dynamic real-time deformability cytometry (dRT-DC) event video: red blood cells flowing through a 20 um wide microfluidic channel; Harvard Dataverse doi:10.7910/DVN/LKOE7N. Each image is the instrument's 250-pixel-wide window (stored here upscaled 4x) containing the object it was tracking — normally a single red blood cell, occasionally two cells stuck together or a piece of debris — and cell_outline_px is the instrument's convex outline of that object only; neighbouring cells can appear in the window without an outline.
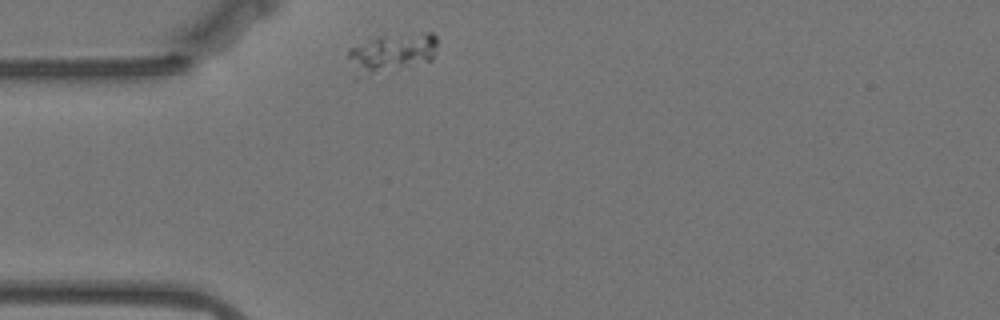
{"species": "Egyptian fruit bat (a non-hibernating species)", "species_latin": "Rousettus aegyptiacus", "temperature_condition": "warm", "stored_images_in_passage": 39, "camera_frame_rate_fps": 3000, "um_per_image_px": 0.085, "animal": {"sex": "female"}, "frame": {"image": 1, "passage_image": 1, "time_ms": 0.0, "image_size_px": [1000, 320], "cell_outline_px": [[436, 48], [432, 60], [412, 68], [356, 80], [352, 80], [348, 56], [348, 48], [368, 40], [380, 36], [424, 32], [432, 32], [436, 36]], "centroid_in_image_um": [33.22, 4.6], "position_along_channel_um": 51.8, "area_um2": 21.73}}
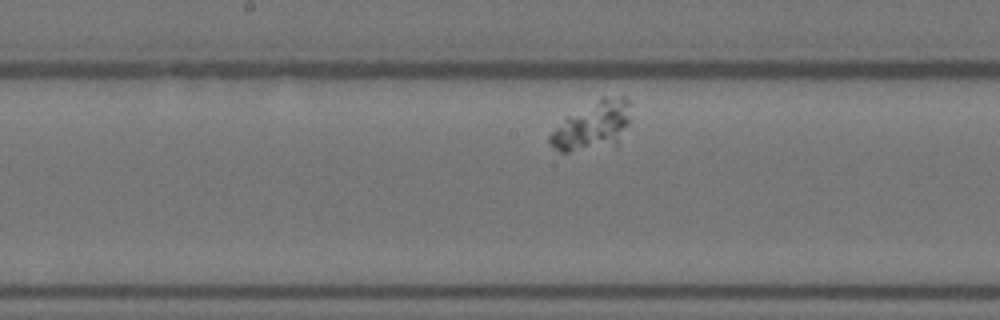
{"frame": {"image": 2, "passage_image": 17, "time_ms": 5.333, "image_size_px": [1000, 320], "cell_outline_px": [[632, 100], [628, 124], [616, 148], [568, 152], [560, 152], [548, 144], [548, 136], [564, 116], [600, 96], [624, 96]], "centroid_in_image_um": [50.38, 10.68], "position_along_channel_um": 197.8, "area_um2": 24.22}}
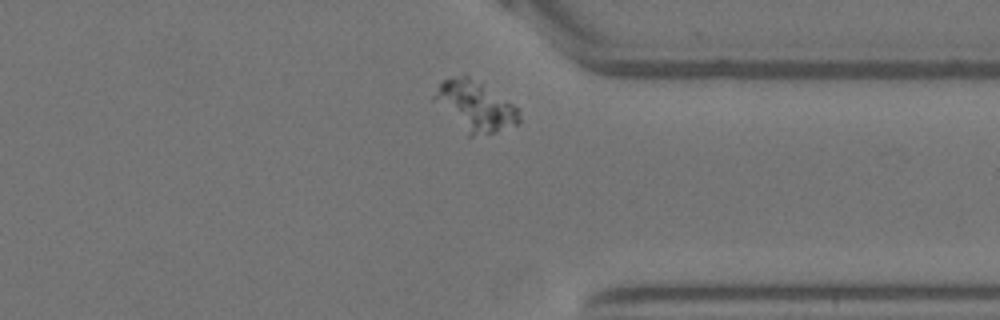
{"frame": {"image": 3, "passage_image": 34, "time_ms": 11.0, "image_size_px": [1000, 320], "cell_outline_px": [[520, 124], [496, 132], [472, 136], [468, 136], [432, 100], [432, 96], [440, 84], [444, 80], [452, 76], [468, 76], [512, 104], [516, 108], [520, 116]], "centroid_in_image_um": [40.35, 9.06], "position_along_channel_um": 371.0, "area_um2": 24.28}}